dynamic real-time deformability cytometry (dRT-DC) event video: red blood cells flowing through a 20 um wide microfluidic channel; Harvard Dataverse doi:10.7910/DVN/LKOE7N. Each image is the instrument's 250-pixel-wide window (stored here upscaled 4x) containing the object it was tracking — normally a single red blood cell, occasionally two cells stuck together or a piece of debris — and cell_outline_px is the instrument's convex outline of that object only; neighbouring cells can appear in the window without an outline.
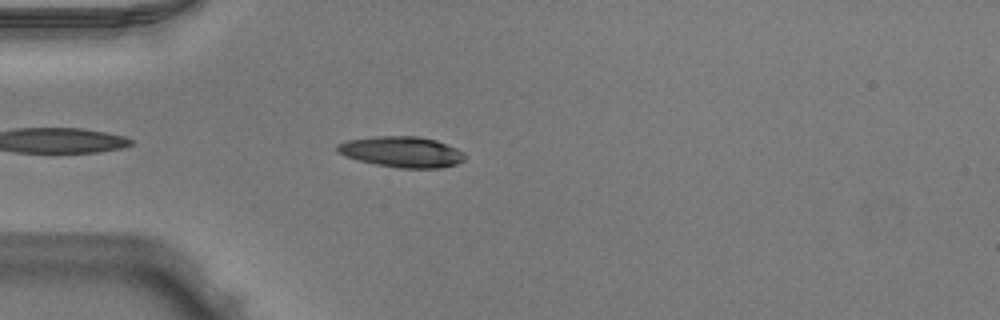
{"species": "Egyptian fruit bat (a non-hibernating species)", "species_latin": "Rousettus aegyptiacus", "temperature_condition": "warm", "stored_images_in_passage": 27, "camera_frame_rate_fps": 3000, "um_per_image_px": 0.085, "animal": {"sex": "male"}, "frame": {"image": 1, "passage_image": 4, "time_ms": 1.0, "image_size_px": [1000, 320], "cell_outline_px": [[464, 160], [456, 164], [440, 168], [400, 168], [376, 164], [356, 160], [344, 156], [336, 152], [336, 144], [348, 140], [376, 136], [420, 136], [436, 140], [456, 148], [464, 152]], "centroid_in_image_um": [34.12, 12.9], "position_along_channel_um": 50.9, "area_um2": 23.0}}
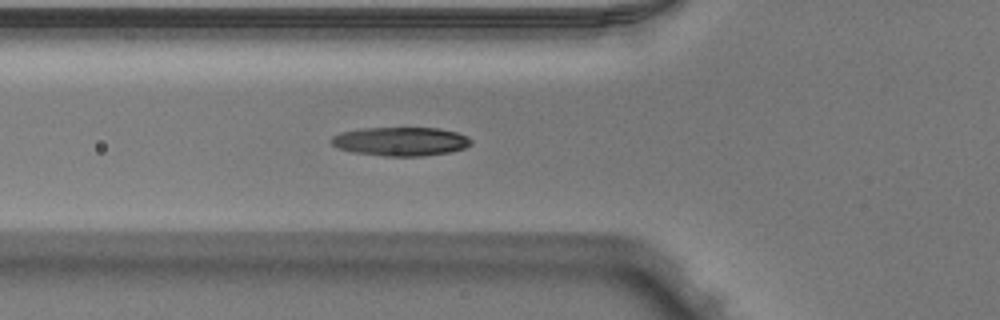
{"frame": {"image": 2, "passage_image": 8, "time_ms": 2.333, "image_size_px": [1000, 320], "cell_outline_px": [[472, 144], [464, 148], [448, 152], [424, 156], [384, 156], [352, 152], [340, 148], [332, 144], [328, 140], [332, 136], [340, 132], [360, 128], [440, 128], [456, 132], [468, 136], [472, 140]], "centroid_in_image_um": [34.04, 12.01], "position_along_channel_um": 91.8, "area_um2": 23.58}}
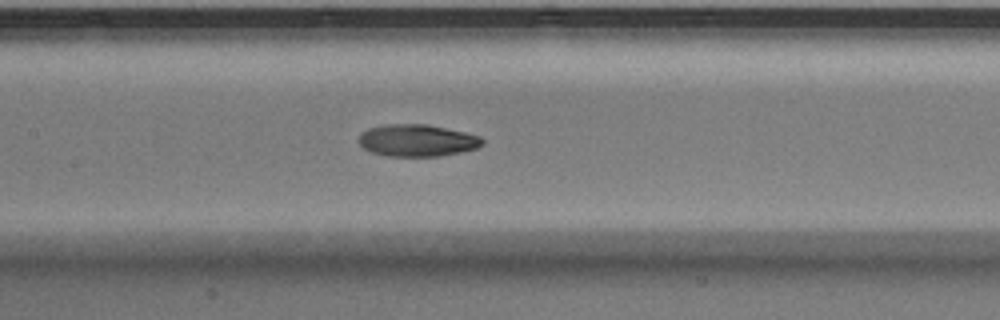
{"frame": {"image": 3, "passage_image": 14, "time_ms": 4.333, "image_size_px": [1000, 320], "cell_outline_px": [[484, 144], [476, 148], [460, 152], [440, 156], [384, 156], [372, 152], [364, 148], [356, 140], [360, 132], [368, 128], [388, 124], [428, 124], [464, 132], [480, 136], [484, 140]], "centroid_in_image_um": [35.42, 11.93], "position_along_channel_um": 172.0, "area_um2": 23.24}}